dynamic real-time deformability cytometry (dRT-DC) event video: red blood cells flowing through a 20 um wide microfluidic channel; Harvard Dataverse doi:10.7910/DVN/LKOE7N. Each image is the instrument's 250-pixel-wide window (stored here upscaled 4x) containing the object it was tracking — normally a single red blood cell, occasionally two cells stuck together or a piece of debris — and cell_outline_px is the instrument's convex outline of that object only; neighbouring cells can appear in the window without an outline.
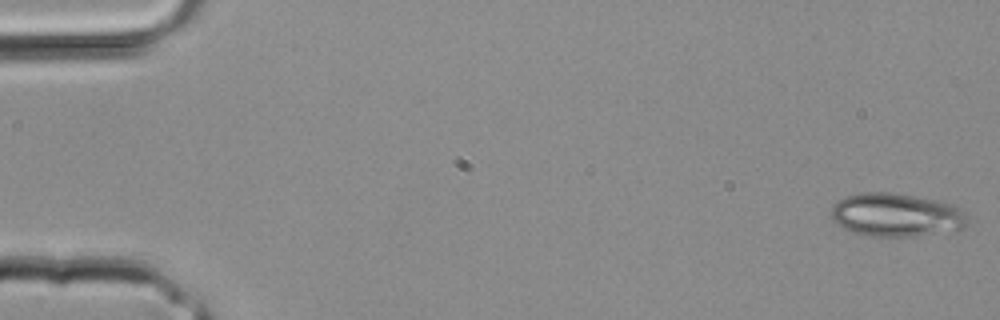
{"species": "common noctule bat (a hibernating species)", "species_latin": "Nyctalus noctula", "temperature_condition": "room temperature", "stored_images_in_passage": 3, "camera_frame_rate_fps": 3000, "um_per_image_px": 0.085, "animal": {"sex": "male", "body_mass_g": 20.4}, "frame": {"image": 1, "passage_image": 1, "time_ms": 0.0, "image_size_px": [1000, 320], "cell_outline_px": [[968, 224], [964, 228], [956, 232], [916, 236], [864, 236], [844, 228], [836, 224], [832, 220], [832, 204], [836, 200], [844, 196], [864, 192], [892, 192], [936, 200], [952, 204], [960, 208], [964, 212]], "centroid_in_image_um": [76.19, 18.28], "position_along_channel_um": 8.8, "area_um2": 35.03}}